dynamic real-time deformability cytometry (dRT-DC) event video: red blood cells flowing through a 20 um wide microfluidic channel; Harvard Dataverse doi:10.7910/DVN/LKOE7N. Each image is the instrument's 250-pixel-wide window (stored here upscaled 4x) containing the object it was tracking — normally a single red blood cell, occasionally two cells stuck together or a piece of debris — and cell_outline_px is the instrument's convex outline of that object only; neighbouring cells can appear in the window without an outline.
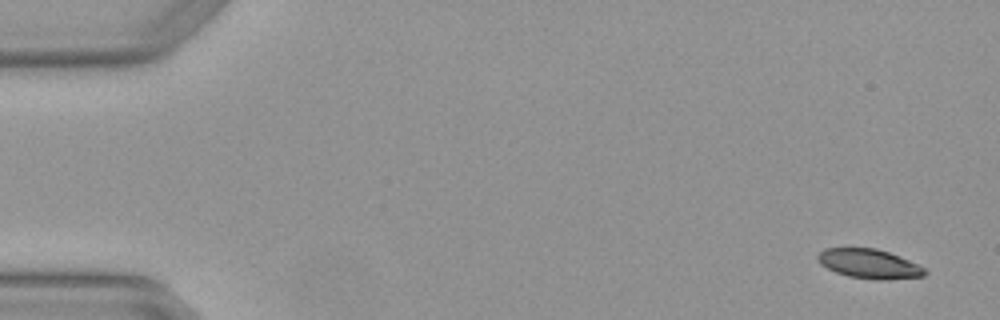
{"species": "Egyptian fruit bat (a non-hibernating species)", "species_latin": "Rousettus aegyptiacus", "temperature_condition": "warm", "stored_images_in_passage": 5, "camera_frame_rate_fps": 3000, "um_per_image_px": 0.085, "animal": {"sex": "female"}, "frame": {"image": 1, "passage_image": 1, "time_ms": 0.0, "image_size_px": [1000, 320], "cell_outline_px": [[928, 272], [924, 276], [880, 280], [876, 280], [848, 276], [836, 272], [820, 264], [816, 256], [824, 248], [876, 248], [888, 252], [908, 260], [924, 268]], "centroid_in_image_um": [73.86, 22.42], "position_along_channel_um": 11.1, "area_um2": 18.15}}